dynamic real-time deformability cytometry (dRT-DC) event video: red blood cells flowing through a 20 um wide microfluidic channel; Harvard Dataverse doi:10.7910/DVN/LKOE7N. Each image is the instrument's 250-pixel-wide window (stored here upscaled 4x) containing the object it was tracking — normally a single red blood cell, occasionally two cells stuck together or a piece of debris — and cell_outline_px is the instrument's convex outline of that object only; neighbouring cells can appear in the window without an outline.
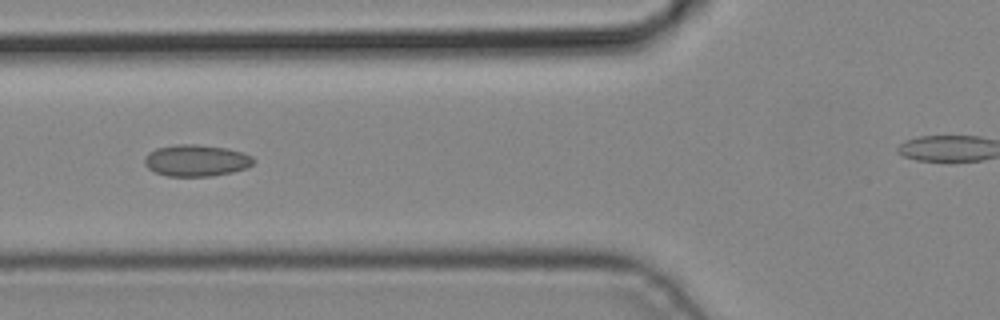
{"species": "common noctule bat (a hibernating species)", "species_latin": "Nyctalus noctula", "temperature_condition": "cold", "stored_images_in_passage": 2, "camera_frame_rate_fps": 3000, "um_per_image_px": 0.085, "animal": {"sex": "male", "body_mass_g": 19.2, "forearm_length_mm": 51.8}, "frame": {"image": 1, "passage_image": 2, "time_ms": 0.333, "image_size_px": [1000, 320], "cell_outline_px": [[256, 160], [248, 168], [232, 172], [212, 176], [168, 176], [156, 172], [148, 168], [144, 164], [144, 160], [148, 152], [156, 148], [176, 144], [196, 144], [228, 148], [244, 152], [252, 156]], "centroid_in_image_um": [16.71, 13.63], "position_along_channel_um": 109.1, "area_um2": 20.29}}